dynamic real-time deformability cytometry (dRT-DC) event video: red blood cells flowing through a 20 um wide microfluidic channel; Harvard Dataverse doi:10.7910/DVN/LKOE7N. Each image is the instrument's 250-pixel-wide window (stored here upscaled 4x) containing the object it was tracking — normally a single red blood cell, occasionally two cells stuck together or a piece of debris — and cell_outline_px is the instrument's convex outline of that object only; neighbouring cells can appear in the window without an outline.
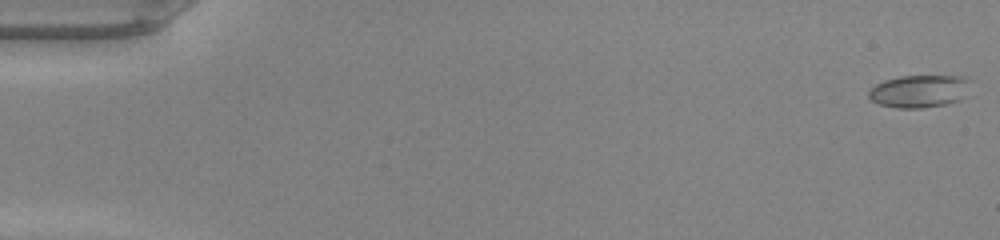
{"species": "common noctule bat (a hibernating species)", "species_latin": "Nyctalus noctula", "temperature_condition": "warm", "stored_images_in_passage": 49, "camera_frame_rate_fps": 3000, "um_per_image_px": 0.085, "animal": {"sex": "male", "body_mass_g": 20.0, "forearm_length_mm": 53.3}, "frame": {"image": 1, "passage_image": 1, "time_ms": 0.0, "image_size_px": [1000, 240], "cell_outline_px": [[972, 96], [960, 100], [944, 104], [920, 108], [896, 108], [880, 104], [872, 100], [868, 96], [868, 92], [876, 84], [884, 80], [900, 76], [968, 76], [972, 80]], "centroid_in_image_um": [78.29, 7.74], "position_along_channel_um": 6.7, "area_um2": 19.94}}
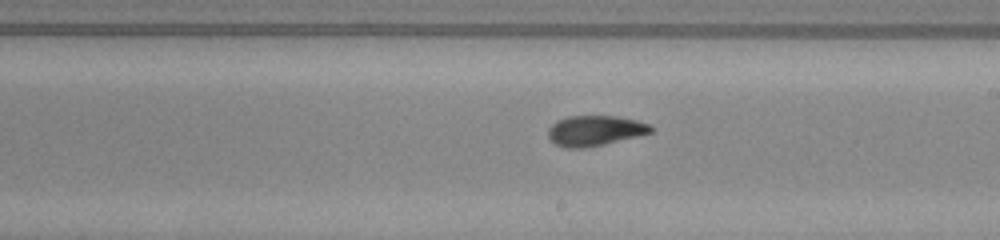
{"frame": {"image": 2, "passage_image": 29, "time_ms": 9.333, "image_size_px": [1000, 240], "cell_outline_px": [[652, 132], [604, 144], [584, 148], [564, 148], [556, 144], [548, 136], [548, 128], [556, 120], [568, 116], [616, 116], [636, 120], [652, 124]], "centroid_in_image_um": [50.55, 11.1], "position_along_channel_um": 238.5, "area_um2": 18.09}}
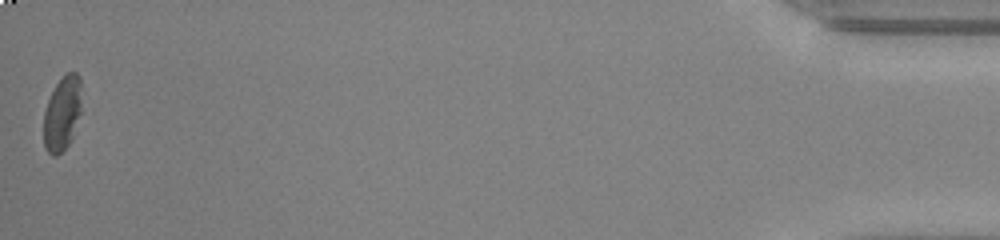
{"frame": {"image": 3, "passage_image": 49, "time_ms": 16.0, "image_size_px": [1000, 240], "cell_outline_px": [[80, 112], [72, 140], [56, 156], [52, 156], [44, 148], [44, 112], [48, 100], [56, 84], [68, 72], [76, 72], [80, 76]], "centroid_in_image_um": [5.28, 9.66], "position_along_channel_um": 429.9, "area_um2": 16.24}, "authors_computed_cell_mechanics": {"area_um2": 18.5538, "velocity_mm_per_s": 4.2506, "shape_relaxation_time_tau1_ms": 3.6519, "shape_relaxation_time_tau2_ms": 1.8694, "deformation_change_tau1": 0.1329, "deformation_change_tau2": 0.0692}}